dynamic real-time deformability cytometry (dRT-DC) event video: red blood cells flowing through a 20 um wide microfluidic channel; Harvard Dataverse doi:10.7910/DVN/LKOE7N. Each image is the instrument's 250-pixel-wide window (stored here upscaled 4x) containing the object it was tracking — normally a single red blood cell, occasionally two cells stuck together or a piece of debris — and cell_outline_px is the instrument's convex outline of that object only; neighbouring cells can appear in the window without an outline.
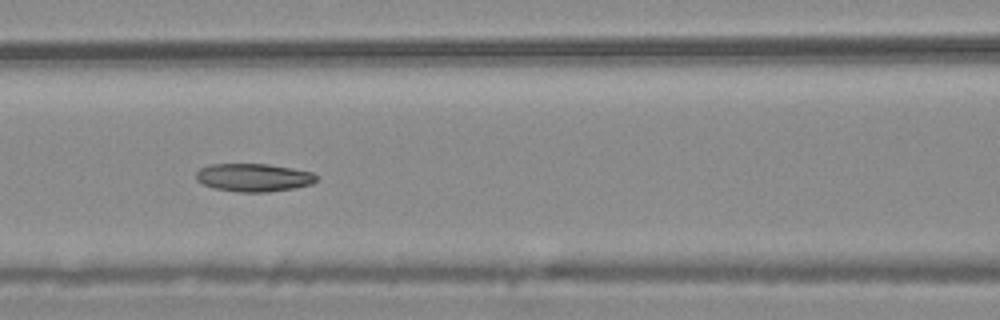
{"species": "common noctule bat (a hibernating species)", "species_latin": "Nyctalus noctula", "temperature_condition": "warm", "stored_images_in_passage": 9, "camera_frame_rate_fps": 3000, "um_per_image_px": 0.085, "animal": {"sex": "male", "body_mass_g": 20.4}, "frame": {"image": 1, "passage_image": 6, "time_ms": 1.667, "image_size_px": [1000, 320], "cell_outline_px": [[316, 180], [312, 184], [292, 188], [268, 192], [240, 192], [212, 188], [196, 180], [196, 172], [200, 168], [208, 164], [268, 164], [312, 172], [316, 176]], "centroid_in_image_um": [21.51, 15.09], "position_along_channel_um": 145.1, "area_um2": 19.59}}
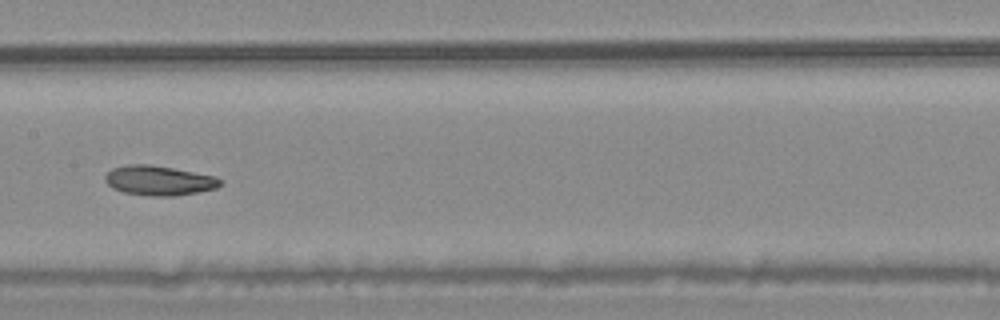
{"frame": {"image": 2, "passage_image": 7, "time_ms": 2.0, "image_size_px": [1000, 320], "cell_outline_px": [[220, 184], [216, 188], [196, 192], [172, 196], [148, 196], [124, 192], [112, 188], [104, 180], [104, 176], [112, 168], [128, 164], [148, 164], [172, 168], [216, 176], [220, 180]], "centroid_in_image_um": [13.46, 15.34], "position_along_channel_um": 193.9, "area_um2": 19.77}}
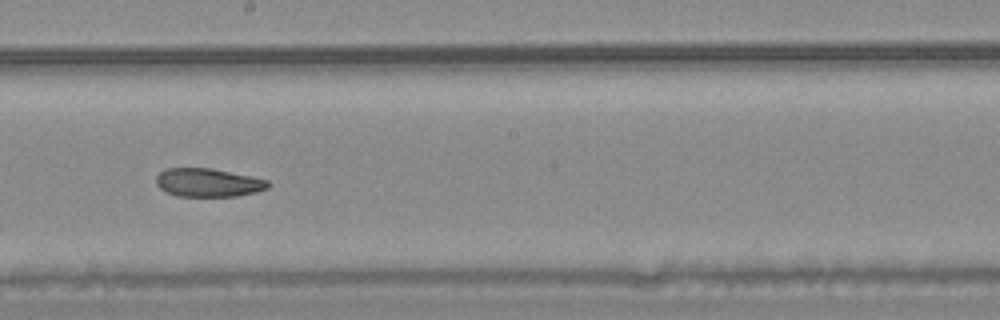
{"frame": {"image": 3, "passage_image": 8, "time_ms": 2.333, "image_size_px": [1000, 320], "cell_outline_px": [[272, 184], [268, 188], [256, 192], [236, 196], [176, 196], [164, 192], [156, 184], [156, 176], [164, 168], [212, 168], [252, 176], [268, 180]], "centroid_in_image_um": [17.69, 15.52], "position_along_channel_um": 230.5, "area_um2": 18.79}}